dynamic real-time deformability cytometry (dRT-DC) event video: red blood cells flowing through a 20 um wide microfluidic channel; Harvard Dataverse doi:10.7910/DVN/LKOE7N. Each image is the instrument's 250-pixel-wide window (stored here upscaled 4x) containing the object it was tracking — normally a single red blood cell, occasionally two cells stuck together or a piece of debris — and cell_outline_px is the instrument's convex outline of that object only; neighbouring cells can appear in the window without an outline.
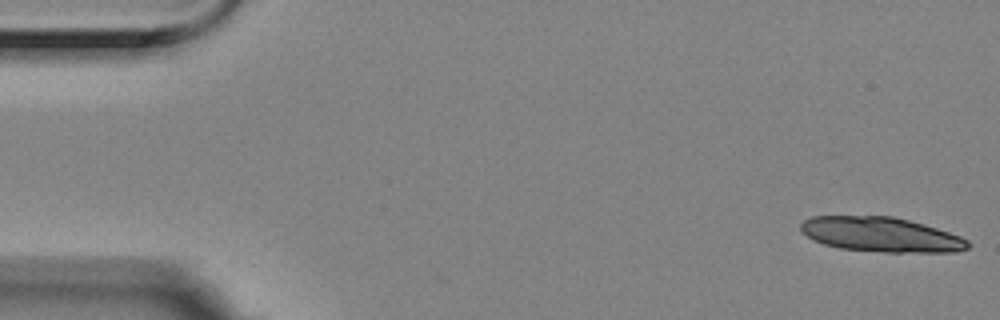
{"species": "Egyptian fruit bat (a non-hibernating species)", "species_latin": "Rousettus aegyptiacus", "temperature_condition": "room temperature", "stored_images_in_passage": 4, "camera_frame_rate_fps": 3000, "um_per_image_px": 0.085, "animal": {"sex": "female"}, "frame": {"image": 1, "passage_image": 1, "time_ms": 0.0, "image_size_px": [1000, 320], "cell_outline_px": [[972, 244], [968, 248], [956, 252], [884, 252], [840, 248], [824, 244], [808, 236], [800, 228], [800, 224], [804, 220], [812, 216], [892, 216], [924, 224], [960, 236], [968, 240]], "centroid_in_image_um": [74.92, 19.94], "position_along_channel_um": 10.1, "area_um2": 33.64}}